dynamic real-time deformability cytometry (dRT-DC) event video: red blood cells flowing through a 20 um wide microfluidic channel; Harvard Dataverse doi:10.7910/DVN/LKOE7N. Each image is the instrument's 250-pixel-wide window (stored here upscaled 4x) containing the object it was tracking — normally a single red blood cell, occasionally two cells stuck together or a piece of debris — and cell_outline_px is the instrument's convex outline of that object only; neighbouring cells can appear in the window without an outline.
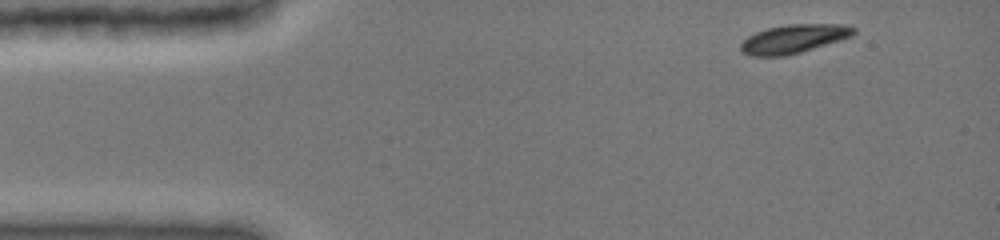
{"species": "common noctule bat (a hibernating species)", "species_latin": "Nyctalus noctula", "temperature_condition": "cold", "stored_images_in_passage": 4, "camera_frame_rate_fps": 3000, "um_per_image_px": 0.085, "animal": {"sex": "female", "body_mass_g": 19.0, "forearm_length_mm": 51.5}, "frame": {"image": 1, "passage_image": 1, "time_ms": 0.0, "image_size_px": [1000, 240], "cell_outline_px": [[856, 32], [852, 36], [840, 40], [800, 52], [784, 56], [752, 56], [744, 52], [740, 48], [740, 44], [748, 36], [756, 32], [768, 28], [788, 24], [840, 24], [856, 28]], "centroid_in_image_um": [67.47, 3.29], "position_along_channel_um": 17.5, "area_um2": 18.67}}
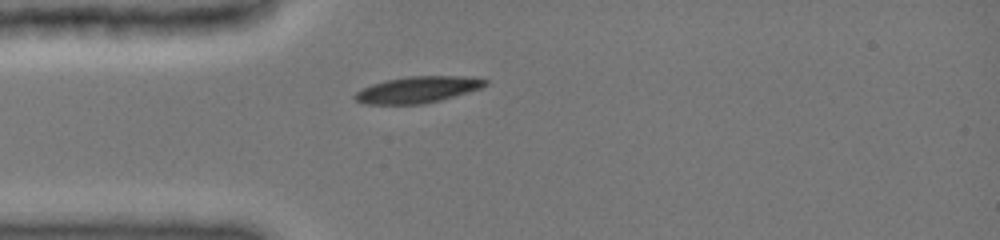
{"frame": {"image": 2, "passage_image": 4, "time_ms": 2.667, "image_size_px": [1000, 240], "cell_outline_px": [[488, 84], [480, 88], [440, 100], [424, 104], [364, 104], [356, 100], [352, 96], [356, 92], [372, 84], [388, 80], [408, 76], [468, 76], [488, 80]], "centroid_in_image_um": [35.5, 7.62], "position_along_channel_um": 49.5, "area_um2": 19.88}}